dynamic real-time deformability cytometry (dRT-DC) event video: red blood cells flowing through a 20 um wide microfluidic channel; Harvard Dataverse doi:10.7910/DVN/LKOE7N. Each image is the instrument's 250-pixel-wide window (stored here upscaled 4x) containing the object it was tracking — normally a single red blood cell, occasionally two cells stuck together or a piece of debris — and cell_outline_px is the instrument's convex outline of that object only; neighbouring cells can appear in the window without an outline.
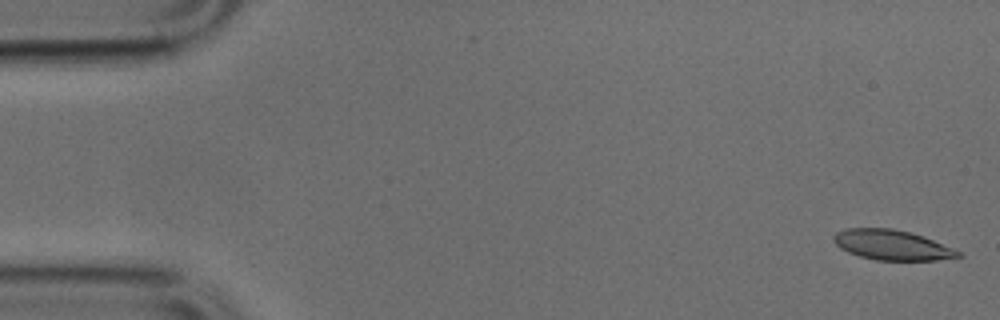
{"species": "common noctule bat (a hibernating species)", "species_latin": "Nyctalus noctula", "temperature_condition": "cold", "stored_images_in_passage": 49, "camera_frame_rate_fps": 3000, "um_per_image_px": 0.085, "animal": {"sex": "male", "body_mass_g": 17.9, "forearm_length_mm": 54.2}, "frame": {"image": 1, "passage_image": 1, "time_ms": 0.0, "image_size_px": [1000, 320], "cell_outline_px": [[964, 256], [936, 260], [876, 260], [860, 256], [848, 252], [840, 248], [832, 240], [832, 236], [836, 232], [844, 228], [892, 228], [912, 232], [924, 236], [952, 248], [960, 252]], "centroid_in_image_um": [75.79, 20.81], "position_along_channel_um": 9.2, "area_um2": 21.91}}
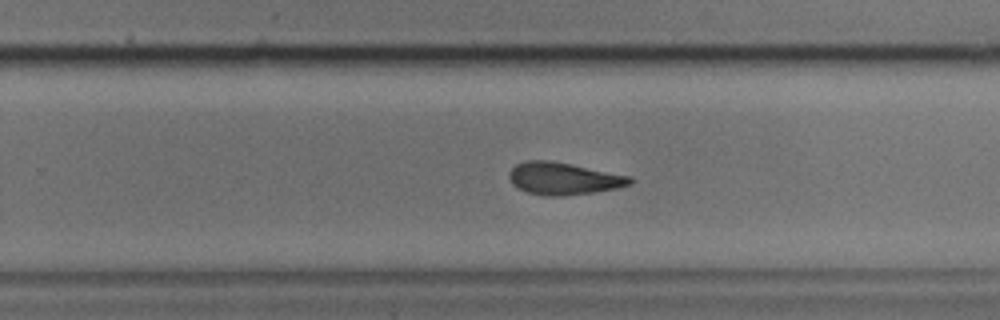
{"frame": {"image": 2, "passage_image": 31, "time_ms": 10.0, "image_size_px": [1000, 320], "cell_outline_px": [[632, 184], [616, 188], [592, 192], [564, 196], [548, 196], [528, 192], [516, 188], [512, 184], [508, 176], [508, 172], [516, 164], [524, 160], [552, 160], [632, 176]], "centroid_in_image_um": [47.87, 15.16], "position_along_channel_um": 281.9, "area_um2": 22.89}}
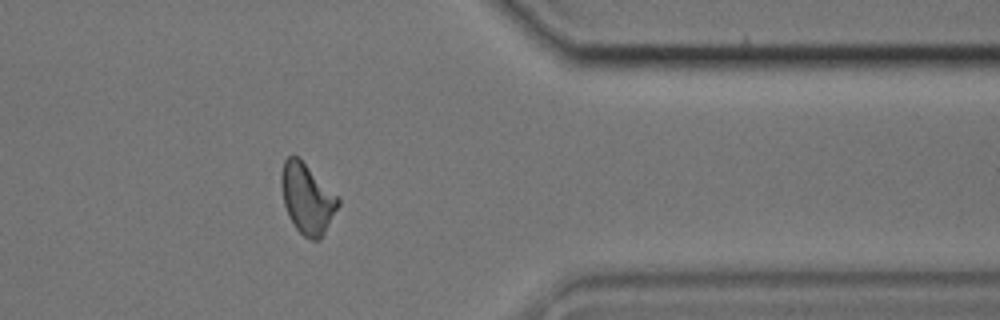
{"frame": {"image": 3, "passage_image": 40, "time_ms": 13.0, "image_size_px": [1000, 320], "cell_outline_px": [[340, 204], [320, 240], [312, 240], [304, 236], [296, 228], [288, 216], [284, 204], [280, 184], [280, 176], [284, 160], [288, 156], [296, 156], [340, 200]], "centroid_in_image_um": [26.07, 16.92], "position_along_channel_um": 385.3, "area_um2": 22.6}}